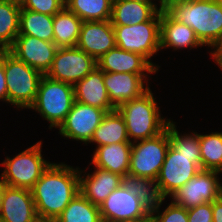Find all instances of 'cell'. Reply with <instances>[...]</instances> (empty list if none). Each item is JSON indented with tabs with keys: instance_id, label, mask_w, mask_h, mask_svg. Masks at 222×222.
<instances>
[{
	"instance_id": "23",
	"label": "cell",
	"mask_w": 222,
	"mask_h": 222,
	"mask_svg": "<svg viewBox=\"0 0 222 222\" xmlns=\"http://www.w3.org/2000/svg\"><path fill=\"white\" fill-rule=\"evenodd\" d=\"M156 13L149 4L113 0L110 21L112 26L135 25L149 21Z\"/></svg>"
},
{
	"instance_id": "11",
	"label": "cell",
	"mask_w": 222,
	"mask_h": 222,
	"mask_svg": "<svg viewBox=\"0 0 222 222\" xmlns=\"http://www.w3.org/2000/svg\"><path fill=\"white\" fill-rule=\"evenodd\" d=\"M102 222H146L150 210L123 184L99 206Z\"/></svg>"
},
{
	"instance_id": "20",
	"label": "cell",
	"mask_w": 222,
	"mask_h": 222,
	"mask_svg": "<svg viewBox=\"0 0 222 222\" xmlns=\"http://www.w3.org/2000/svg\"><path fill=\"white\" fill-rule=\"evenodd\" d=\"M97 66L104 72L156 74L157 69L141 54L123 50L119 47L110 49L97 60Z\"/></svg>"
},
{
	"instance_id": "44",
	"label": "cell",
	"mask_w": 222,
	"mask_h": 222,
	"mask_svg": "<svg viewBox=\"0 0 222 222\" xmlns=\"http://www.w3.org/2000/svg\"><path fill=\"white\" fill-rule=\"evenodd\" d=\"M38 222H54V221H40V220H39Z\"/></svg>"
},
{
	"instance_id": "19",
	"label": "cell",
	"mask_w": 222,
	"mask_h": 222,
	"mask_svg": "<svg viewBox=\"0 0 222 222\" xmlns=\"http://www.w3.org/2000/svg\"><path fill=\"white\" fill-rule=\"evenodd\" d=\"M160 47L163 49L192 50L202 48L192 28L174 19L167 11L160 12Z\"/></svg>"
},
{
	"instance_id": "3",
	"label": "cell",
	"mask_w": 222,
	"mask_h": 222,
	"mask_svg": "<svg viewBox=\"0 0 222 222\" xmlns=\"http://www.w3.org/2000/svg\"><path fill=\"white\" fill-rule=\"evenodd\" d=\"M167 12L192 28L199 41L208 49L222 35V0H195L173 5Z\"/></svg>"
},
{
	"instance_id": "8",
	"label": "cell",
	"mask_w": 222,
	"mask_h": 222,
	"mask_svg": "<svg viewBox=\"0 0 222 222\" xmlns=\"http://www.w3.org/2000/svg\"><path fill=\"white\" fill-rule=\"evenodd\" d=\"M169 145L168 129L156 137L133 142L128 174L156 181Z\"/></svg>"
},
{
	"instance_id": "32",
	"label": "cell",
	"mask_w": 222,
	"mask_h": 222,
	"mask_svg": "<svg viewBox=\"0 0 222 222\" xmlns=\"http://www.w3.org/2000/svg\"><path fill=\"white\" fill-rule=\"evenodd\" d=\"M167 129L169 131L170 146L179 154L185 156H201L198 132H194L193 130L189 133L184 132L180 134L176 122H173V120L168 123Z\"/></svg>"
},
{
	"instance_id": "22",
	"label": "cell",
	"mask_w": 222,
	"mask_h": 222,
	"mask_svg": "<svg viewBox=\"0 0 222 222\" xmlns=\"http://www.w3.org/2000/svg\"><path fill=\"white\" fill-rule=\"evenodd\" d=\"M131 147V142L98 146L89 164L124 177L129 173Z\"/></svg>"
},
{
	"instance_id": "30",
	"label": "cell",
	"mask_w": 222,
	"mask_h": 222,
	"mask_svg": "<svg viewBox=\"0 0 222 222\" xmlns=\"http://www.w3.org/2000/svg\"><path fill=\"white\" fill-rule=\"evenodd\" d=\"M54 222H102V219L99 206L79 192Z\"/></svg>"
},
{
	"instance_id": "41",
	"label": "cell",
	"mask_w": 222,
	"mask_h": 222,
	"mask_svg": "<svg viewBox=\"0 0 222 222\" xmlns=\"http://www.w3.org/2000/svg\"><path fill=\"white\" fill-rule=\"evenodd\" d=\"M6 186H7L6 182L3 180L2 174H0V210H1V206H2L4 190H5Z\"/></svg>"
},
{
	"instance_id": "31",
	"label": "cell",
	"mask_w": 222,
	"mask_h": 222,
	"mask_svg": "<svg viewBox=\"0 0 222 222\" xmlns=\"http://www.w3.org/2000/svg\"><path fill=\"white\" fill-rule=\"evenodd\" d=\"M201 169L222 173V132L199 133Z\"/></svg>"
},
{
	"instance_id": "15",
	"label": "cell",
	"mask_w": 222,
	"mask_h": 222,
	"mask_svg": "<svg viewBox=\"0 0 222 222\" xmlns=\"http://www.w3.org/2000/svg\"><path fill=\"white\" fill-rule=\"evenodd\" d=\"M152 74H133L104 72V85L107 89L109 100L117 108L121 104L140 97L150 88V76ZM149 81V82H148Z\"/></svg>"
},
{
	"instance_id": "39",
	"label": "cell",
	"mask_w": 222,
	"mask_h": 222,
	"mask_svg": "<svg viewBox=\"0 0 222 222\" xmlns=\"http://www.w3.org/2000/svg\"><path fill=\"white\" fill-rule=\"evenodd\" d=\"M125 1H130V2H141L144 4H149L151 5L157 12L162 11V0H125ZM159 3H157V2Z\"/></svg>"
},
{
	"instance_id": "16",
	"label": "cell",
	"mask_w": 222,
	"mask_h": 222,
	"mask_svg": "<svg viewBox=\"0 0 222 222\" xmlns=\"http://www.w3.org/2000/svg\"><path fill=\"white\" fill-rule=\"evenodd\" d=\"M76 47L96 61L116 47L115 31L110 20L82 22Z\"/></svg>"
},
{
	"instance_id": "4",
	"label": "cell",
	"mask_w": 222,
	"mask_h": 222,
	"mask_svg": "<svg viewBox=\"0 0 222 222\" xmlns=\"http://www.w3.org/2000/svg\"><path fill=\"white\" fill-rule=\"evenodd\" d=\"M74 102L73 85L50 79L44 75L40 81L35 101L29 109L38 112L52 130V128L57 129L65 120Z\"/></svg>"
},
{
	"instance_id": "43",
	"label": "cell",
	"mask_w": 222,
	"mask_h": 222,
	"mask_svg": "<svg viewBox=\"0 0 222 222\" xmlns=\"http://www.w3.org/2000/svg\"><path fill=\"white\" fill-rule=\"evenodd\" d=\"M218 67H219L220 70L222 71V62L218 65Z\"/></svg>"
},
{
	"instance_id": "33",
	"label": "cell",
	"mask_w": 222,
	"mask_h": 222,
	"mask_svg": "<svg viewBox=\"0 0 222 222\" xmlns=\"http://www.w3.org/2000/svg\"><path fill=\"white\" fill-rule=\"evenodd\" d=\"M166 199H163L161 203L152 211H150V219L152 222H188V213L187 209L182 206L175 204L172 200L168 203L167 207L161 211L163 202Z\"/></svg>"
},
{
	"instance_id": "9",
	"label": "cell",
	"mask_w": 222,
	"mask_h": 222,
	"mask_svg": "<svg viewBox=\"0 0 222 222\" xmlns=\"http://www.w3.org/2000/svg\"><path fill=\"white\" fill-rule=\"evenodd\" d=\"M201 170V156L179 154L170 145L156 180L164 199L171 197Z\"/></svg>"
},
{
	"instance_id": "38",
	"label": "cell",
	"mask_w": 222,
	"mask_h": 222,
	"mask_svg": "<svg viewBox=\"0 0 222 222\" xmlns=\"http://www.w3.org/2000/svg\"><path fill=\"white\" fill-rule=\"evenodd\" d=\"M213 222H222V195L212 201Z\"/></svg>"
},
{
	"instance_id": "26",
	"label": "cell",
	"mask_w": 222,
	"mask_h": 222,
	"mask_svg": "<svg viewBox=\"0 0 222 222\" xmlns=\"http://www.w3.org/2000/svg\"><path fill=\"white\" fill-rule=\"evenodd\" d=\"M18 35H29L53 42V16L21 8Z\"/></svg>"
},
{
	"instance_id": "24",
	"label": "cell",
	"mask_w": 222,
	"mask_h": 222,
	"mask_svg": "<svg viewBox=\"0 0 222 222\" xmlns=\"http://www.w3.org/2000/svg\"><path fill=\"white\" fill-rule=\"evenodd\" d=\"M124 142H130L126 123L121 114L117 110H114L107 112L103 117L101 124L95 129L88 144L95 143L97 145L95 147H98Z\"/></svg>"
},
{
	"instance_id": "17",
	"label": "cell",
	"mask_w": 222,
	"mask_h": 222,
	"mask_svg": "<svg viewBox=\"0 0 222 222\" xmlns=\"http://www.w3.org/2000/svg\"><path fill=\"white\" fill-rule=\"evenodd\" d=\"M93 169L90 173L79 168V192L92 204L100 206L110 193L122 185L123 177L98 167L93 166Z\"/></svg>"
},
{
	"instance_id": "21",
	"label": "cell",
	"mask_w": 222,
	"mask_h": 222,
	"mask_svg": "<svg viewBox=\"0 0 222 222\" xmlns=\"http://www.w3.org/2000/svg\"><path fill=\"white\" fill-rule=\"evenodd\" d=\"M73 87L75 101L104 109L107 112L116 110L109 100V95L104 85L103 71L98 66Z\"/></svg>"
},
{
	"instance_id": "25",
	"label": "cell",
	"mask_w": 222,
	"mask_h": 222,
	"mask_svg": "<svg viewBox=\"0 0 222 222\" xmlns=\"http://www.w3.org/2000/svg\"><path fill=\"white\" fill-rule=\"evenodd\" d=\"M82 20L64 7L53 16V42L59 47H76Z\"/></svg>"
},
{
	"instance_id": "7",
	"label": "cell",
	"mask_w": 222,
	"mask_h": 222,
	"mask_svg": "<svg viewBox=\"0 0 222 222\" xmlns=\"http://www.w3.org/2000/svg\"><path fill=\"white\" fill-rule=\"evenodd\" d=\"M113 28L117 47L141 54L159 71L161 66L156 65L151 59L161 51L160 12L149 21L135 25L113 26Z\"/></svg>"
},
{
	"instance_id": "40",
	"label": "cell",
	"mask_w": 222,
	"mask_h": 222,
	"mask_svg": "<svg viewBox=\"0 0 222 222\" xmlns=\"http://www.w3.org/2000/svg\"><path fill=\"white\" fill-rule=\"evenodd\" d=\"M192 1L195 0H162V11H167L173 5L188 3Z\"/></svg>"
},
{
	"instance_id": "36",
	"label": "cell",
	"mask_w": 222,
	"mask_h": 222,
	"mask_svg": "<svg viewBox=\"0 0 222 222\" xmlns=\"http://www.w3.org/2000/svg\"><path fill=\"white\" fill-rule=\"evenodd\" d=\"M0 101L8 104V90L4 71V51H0Z\"/></svg>"
},
{
	"instance_id": "28",
	"label": "cell",
	"mask_w": 222,
	"mask_h": 222,
	"mask_svg": "<svg viewBox=\"0 0 222 222\" xmlns=\"http://www.w3.org/2000/svg\"><path fill=\"white\" fill-rule=\"evenodd\" d=\"M113 0H67L65 7L85 21H107L111 19Z\"/></svg>"
},
{
	"instance_id": "14",
	"label": "cell",
	"mask_w": 222,
	"mask_h": 222,
	"mask_svg": "<svg viewBox=\"0 0 222 222\" xmlns=\"http://www.w3.org/2000/svg\"><path fill=\"white\" fill-rule=\"evenodd\" d=\"M57 49L54 42H47L29 35H17L7 51L45 75L52 65Z\"/></svg>"
},
{
	"instance_id": "10",
	"label": "cell",
	"mask_w": 222,
	"mask_h": 222,
	"mask_svg": "<svg viewBox=\"0 0 222 222\" xmlns=\"http://www.w3.org/2000/svg\"><path fill=\"white\" fill-rule=\"evenodd\" d=\"M95 67L97 61L78 47H59L45 75L50 79L74 86Z\"/></svg>"
},
{
	"instance_id": "42",
	"label": "cell",
	"mask_w": 222,
	"mask_h": 222,
	"mask_svg": "<svg viewBox=\"0 0 222 222\" xmlns=\"http://www.w3.org/2000/svg\"><path fill=\"white\" fill-rule=\"evenodd\" d=\"M7 1L15 2L21 5L24 0H7Z\"/></svg>"
},
{
	"instance_id": "37",
	"label": "cell",
	"mask_w": 222,
	"mask_h": 222,
	"mask_svg": "<svg viewBox=\"0 0 222 222\" xmlns=\"http://www.w3.org/2000/svg\"><path fill=\"white\" fill-rule=\"evenodd\" d=\"M208 53L211 54L210 57L217 65L222 62V35Z\"/></svg>"
},
{
	"instance_id": "5",
	"label": "cell",
	"mask_w": 222,
	"mask_h": 222,
	"mask_svg": "<svg viewBox=\"0 0 222 222\" xmlns=\"http://www.w3.org/2000/svg\"><path fill=\"white\" fill-rule=\"evenodd\" d=\"M4 71L8 90V104L17 110L29 109L34 103L40 81L44 76L37 69L4 51Z\"/></svg>"
},
{
	"instance_id": "35",
	"label": "cell",
	"mask_w": 222,
	"mask_h": 222,
	"mask_svg": "<svg viewBox=\"0 0 222 222\" xmlns=\"http://www.w3.org/2000/svg\"><path fill=\"white\" fill-rule=\"evenodd\" d=\"M188 222H213L212 202L187 209Z\"/></svg>"
},
{
	"instance_id": "34",
	"label": "cell",
	"mask_w": 222,
	"mask_h": 222,
	"mask_svg": "<svg viewBox=\"0 0 222 222\" xmlns=\"http://www.w3.org/2000/svg\"><path fill=\"white\" fill-rule=\"evenodd\" d=\"M21 8L54 16L65 7L64 0H24Z\"/></svg>"
},
{
	"instance_id": "6",
	"label": "cell",
	"mask_w": 222,
	"mask_h": 222,
	"mask_svg": "<svg viewBox=\"0 0 222 222\" xmlns=\"http://www.w3.org/2000/svg\"><path fill=\"white\" fill-rule=\"evenodd\" d=\"M42 144L43 142L40 140L13 158L6 156L0 163L3 166L1 174L7 186L28 190L34 187L51 163L42 155Z\"/></svg>"
},
{
	"instance_id": "2",
	"label": "cell",
	"mask_w": 222,
	"mask_h": 222,
	"mask_svg": "<svg viewBox=\"0 0 222 222\" xmlns=\"http://www.w3.org/2000/svg\"><path fill=\"white\" fill-rule=\"evenodd\" d=\"M151 88L140 97L121 104L116 110L126 123L131 143L156 137L167 129L171 118H164Z\"/></svg>"
},
{
	"instance_id": "12",
	"label": "cell",
	"mask_w": 222,
	"mask_h": 222,
	"mask_svg": "<svg viewBox=\"0 0 222 222\" xmlns=\"http://www.w3.org/2000/svg\"><path fill=\"white\" fill-rule=\"evenodd\" d=\"M220 174L222 173L201 169L171 196V200L185 209L216 200L222 195Z\"/></svg>"
},
{
	"instance_id": "18",
	"label": "cell",
	"mask_w": 222,
	"mask_h": 222,
	"mask_svg": "<svg viewBox=\"0 0 222 222\" xmlns=\"http://www.w3.org/2000/svg\"><path fill=\"white\" fill-rule=\"evenodd\" d=\"M1 222H38L31 190L6 186L0 210Z\"/></svg>"
},
{
	"instance_id": "27",
	"label": "cell",
	"mask_w": 222,
	"mask_h": 222,
	"mask_svg": "<svg viewBox=\"0 0 222 222\" xmlns=\"http://www.w3.org/2000/svg\"><path fill=\"white\" fill-rule=\"evenodd\" d=\"M20 9L18 3L0 0V51H7L19 34Z\"/></svg>"
},
{
	"instance_id": "13",
	"label": "cell",
	"mask_w": 222,
	"mask_h": 222,
	"mask_svg": "<svg viewBox=\"0 0 222 222\" xmlns=\"http://www.w3.org/2000/svg\"><path fill=\"white\" fill-rule=\"evenodd\" d=\"M107 111L75 101L65 120L57 128L67 139L79 141L88 146L95 129L101 124Z\"/></svg>"
},
{
	"instance_id": "1",
	"label": "cell",
	"mask_w": 222,
	"mask_h": 222,
	"mask_svg": "<svg viewBox=\"0 0 222 222\" xmlns=\"http://www.w3.org/2000/svg\"><path fill=\"white\" fill-rule=\"evenodd\" d=\"M79 190V167L51 162L31 189L38 219L55 221Z\"/></svg>"
},
{
	"instance_id": "29",
	"label": "cell",
	"mask_w": 222,
	"mask_h": 222,
	"mask_svg": "<svg viewBox=\"0 0 222 222\" xmlns=\"http://www.w3.org/2000/svg\"><path fill=\"white\" fill-rule=\"evenodd\" d=\"M132 195L150 210L155 209L164 199L160 194L158 184L155 180L145 177H137L127 174L123 177V183Z\"/></svg>"
}]
</instances>
